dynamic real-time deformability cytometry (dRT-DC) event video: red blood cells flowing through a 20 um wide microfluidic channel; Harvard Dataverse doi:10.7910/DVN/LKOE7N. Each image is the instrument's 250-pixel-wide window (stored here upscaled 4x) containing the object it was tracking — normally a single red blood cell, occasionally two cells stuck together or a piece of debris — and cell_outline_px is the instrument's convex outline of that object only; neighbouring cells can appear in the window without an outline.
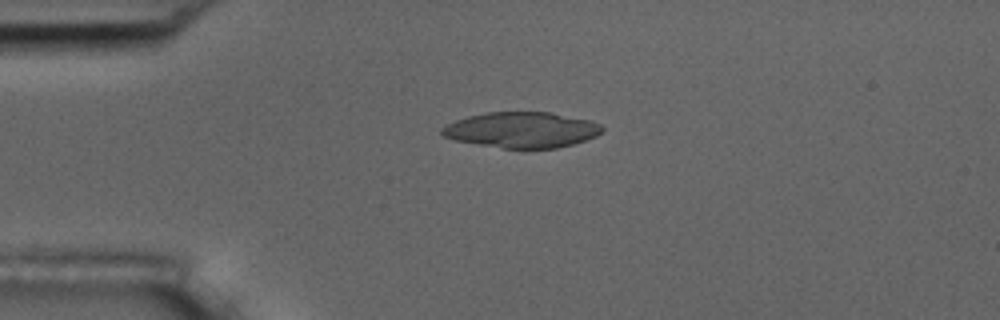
{"species": "common noctule bat (a hibernating species)", "species_latin": "Nyctalus noctula", "temperature_condition": "room temperature", "stored_images_in_passage": 4, "camera_frame_rate_fps": 3000, "um_per_image_px": 0.085, "animal": {"sex": "male", "body_mass_g": 17.5, "forearm_length_mm": 52.3}, "frame": {"image": 1, "passage_image": 1, "time_ms": 0.0, "image_size_px": [1000, 320], "cell_outline_px": [[604, 128], [596, 136], [572, 144], [556, 148], [504, 148], [456, 140], [444, 136], [440, 132], [440, 128], [456, 120], [468, 116], [488, 112], [552, 112], [588, 120], [600, 124]], "centroid_in_image_um": [44.35, 11.03], "position_along_channel_um": 40.7, "area_um2": 32.95}}